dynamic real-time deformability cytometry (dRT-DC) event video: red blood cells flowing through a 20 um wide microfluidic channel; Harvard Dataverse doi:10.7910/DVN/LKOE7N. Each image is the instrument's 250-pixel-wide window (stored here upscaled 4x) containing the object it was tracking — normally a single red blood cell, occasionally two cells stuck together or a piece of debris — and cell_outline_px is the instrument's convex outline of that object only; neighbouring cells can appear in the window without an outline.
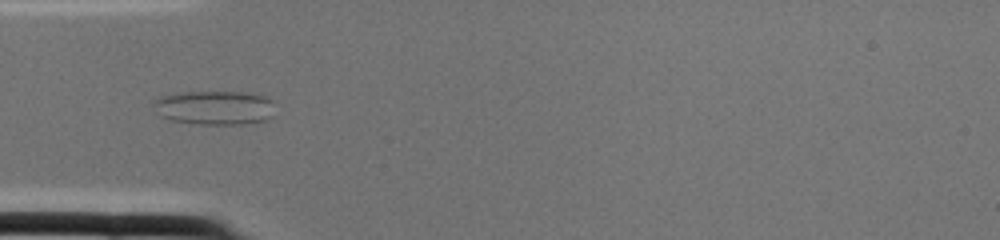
{"species": "common noctule bat (a hibernating species)", "species_latin": "Nyctalus noctula", "temperature_condition": "cold", "stored_images_in_passage": 2, "camera_frame_rate_fps": 3000, "um_per_image_px": 0.085, "animal": {"sex": "female", "body_mass_g": 22.0, "forearm_length_mm": 56.7}, "frame": {"image": 1, "passage_image": 2, "time_ms": 0.333, "image_size_px": [1000, 240], "cell_outline_px": [[272, 100], [268, 120], [244, 124], [196, 124], [168, 120], [160, 116], [152, 104], [152, 100], [160, 96], [180, 92], [244, 92], [264, 96]], "centroid_in_image_um": [18.15, 9.15], "position_along_channel_um": 66.9, "area_um2": 24.16}}